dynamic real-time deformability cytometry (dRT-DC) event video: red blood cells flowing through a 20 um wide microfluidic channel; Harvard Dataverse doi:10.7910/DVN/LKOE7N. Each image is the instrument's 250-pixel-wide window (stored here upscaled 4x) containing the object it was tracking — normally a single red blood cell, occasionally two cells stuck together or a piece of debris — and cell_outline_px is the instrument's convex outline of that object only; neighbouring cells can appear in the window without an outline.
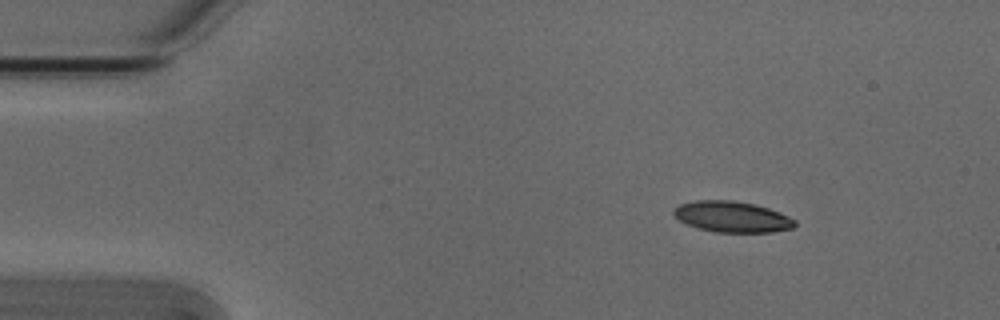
{"species": "Egyptian fruit bat (a non-hibernating species)", "species_latin": "Rousettus aegyptiacus", "temperature_condition": "cold", "stored_images_in_passage": 47, "camera_frame_rate_fps": 3000, "um_per_image_px": 0.085, "animal": {"sex": "male"}, "frame": {"image": 1, "passage_image": 1, "time_ms": 0.0, "image_size_px": [1000, 320], "cell_outline_px": [[796, 224], [792, 228], [772, 232], [716, 232], [700, 228], [688, 224], [680, 220], [672, 212], [680, 204], [696, 200], [732, 200], [756, 204], [768, 208], [788, 216], [796, 220]], "centroid_in_image_um": [62.25, 18.42], "position_along_channel_um": 22.7, "area_um2": 21.62}}
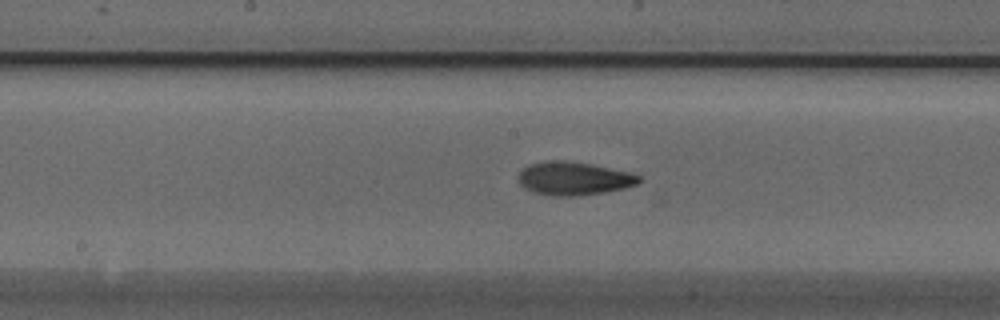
{"frame": {"image": 2, "passage_image": 21, "time_ms": 6.667, "image_size_px": [1000, 320], "cell_outline_px": [[644, 180], [636, 184], [624, 188], [604, 192], [580, 196], [556, 196], [536, 192], [524, 188], [520, 184], [520, 172], [528, 164], [548, 160], [564, 160], [588, 164], [632, 172], [640, 176]], "centroid_in_image_um": [48.81, 15.17], "position_along_channel_um": 199.4, "area_um2": 23.29}}
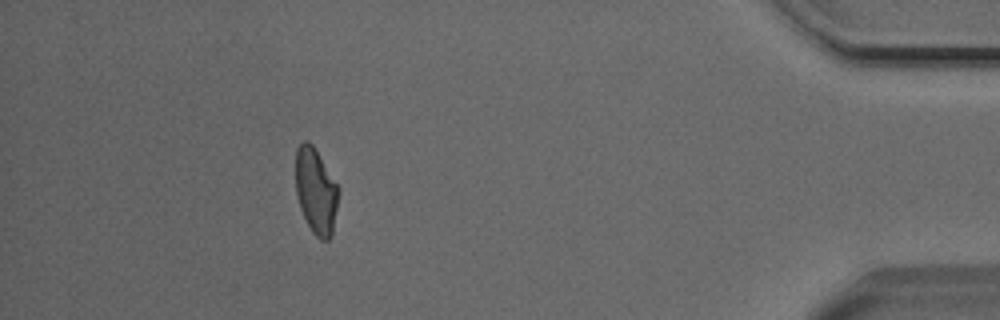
{"frame": {"image": 3, "passage_image": 42, "time_ms": 13.667, "image_size_px": [1000, 320], "cell_outline_px": [[340, 192], [332, 236], [328, 240], [320, 240], [312, 232], [300, 208], [296, 196], [296, 148], [304, 140], [308, 140], [312, 144], [340, 188]], "centroid_in_image_um": [26.87, 16.25], "position_along_channel_um": 408.3, "area_um2": 21.62}, "authors_computed_cell_mechanics": {"area_um2": 22.1374, "velocity_mm_per_s": 3.8084, "shape_relaxation_time_tau1_ms": 4.7648, "shape_relaxation_time_tau2_ms": 3.6806, "deformation_change_tau1": 0.1484, "deformation_change_tau2": 0.1019}}